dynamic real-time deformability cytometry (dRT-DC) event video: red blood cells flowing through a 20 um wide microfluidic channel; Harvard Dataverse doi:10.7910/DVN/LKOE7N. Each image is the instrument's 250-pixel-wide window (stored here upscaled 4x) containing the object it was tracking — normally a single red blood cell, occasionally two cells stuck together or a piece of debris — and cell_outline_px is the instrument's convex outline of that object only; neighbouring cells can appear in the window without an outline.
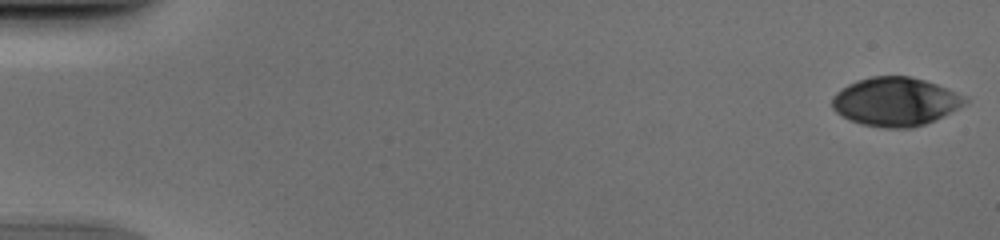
{"species": "human", "species_latin": "Homo sapiens", "temperature_condition": "cold", "stored_images_in_passage": 52, "camera_frame_rate_fps": 3000, "um_per_image_px": 0.085, "donor": {"sex": "male"}, "frame": {"image": 1, "passage_image": 1, "time_ms": 0.0, "image_size_px": [1000, 240], "cell_outline_px": [[968, 100], [964, 104], [924, 124], [912, 128], [884, 128], [860, 124], [848, 120], [836, 112], [832, 108], [832, 96], [836, 92], [848, 84], [856, 80], [872, 76], [908, 76], [924, 80], [936, 84], [968, 96]], "centroid_in_image_um": [76.06, 8.64], "position_along_channel_um": 8.9, "area_um2": 37.57}}
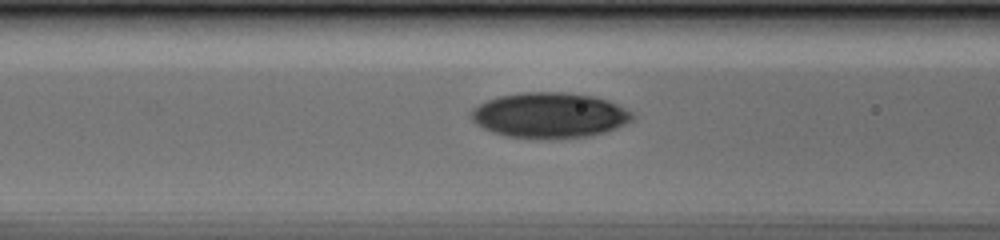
{"frame": {"image": 2, "passage_image": 22, "time_ms": 7.0, "image_size_px": [1000, 240], "cell_outline_px": [[636, 116], [632, 120], [616, 128], [604, 132], [588, 136], [552, 140], [508, 136], [492, 132], [476, 124], [472, 120], [468, 112], [472, 108], [488, 100], [500, 96], [520, 92], [564, 92], [596, 96], [608, 100], [632, 112]], "centroid_in_image_um": [46.71, 9.8], "position_along_channel_um": 119.9, "area_um2": 43.0}}
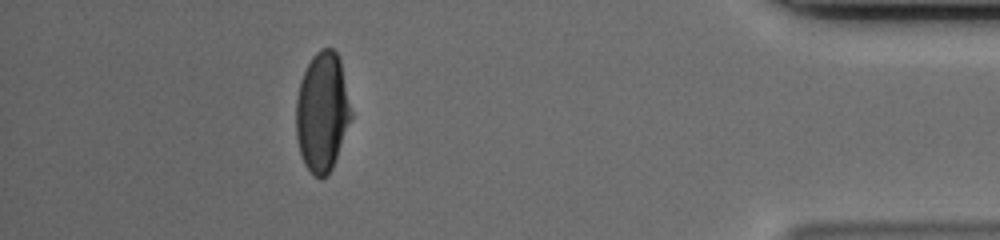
{"frame": {"image": 3, "passage_image": 47, "time_ms": 15.333, "image_size_px": [1000, 240], "cell_outline_px": [[352, 116], [332, 168], [328, 176], [320, 180], [304, 164], [300, 152], [296, 136], [296, 100], [300, 80], [312, 56], [320, 48], [332, 48], [336, 52], [340, 60], [352, 112]], "centroid_in_image_um": [27.38, 9.52], "position_along_channel_um": 407.8, "area_um2": 38.21}}